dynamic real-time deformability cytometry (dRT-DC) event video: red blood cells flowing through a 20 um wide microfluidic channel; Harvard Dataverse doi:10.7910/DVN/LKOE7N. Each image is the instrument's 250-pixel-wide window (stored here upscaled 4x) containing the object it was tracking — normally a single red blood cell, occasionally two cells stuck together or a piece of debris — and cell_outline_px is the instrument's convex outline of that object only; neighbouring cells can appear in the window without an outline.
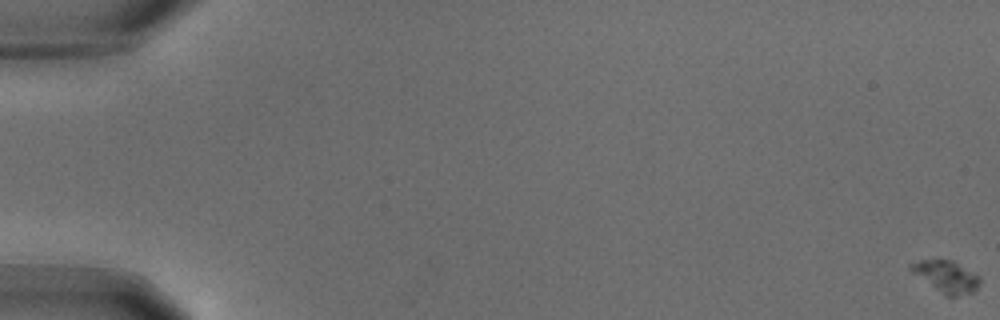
{"species": "common noctule bat (a hibernating species)", "species_latin": "Nyctalus noctula", "temperature_condition": "warm", "stored_images_in_passage": 96, "camera_frame_rate_fps": 3000, "um_per_image_px": 0.085, "animal": {"sex": "male", "body_mass_g": 18.8}, "frame": {"image": 1, "passage_image": 1, "time_ms": 0.0, "image_size_px": [1000, 320], "cell_outline_px": [[980, 284], [972, 292], [956, 296], [948, 296], [912, 272], [908, 268], [908, 264], [920, 260], [952, 260], [976, 276], [980, 280]], "centroid_in_image_um": [80.4, 23.49], "position_along_channel_um": 4.6, "area_um2": 12.08}}
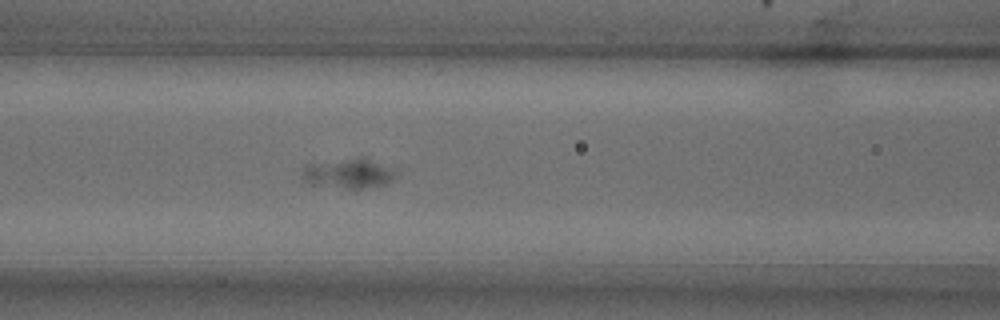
{"frame": {"image": 2, "passage_image": 44, "time_ms": 14.333, "image_size_px": [1000, 320], "cell_outline_px": [[396, 176], [392, 180], [384, 184], [364, 188], [348, 188], [308, 184], [304, 180], [300, 172], [304, 164], [360, 156], [392, 168], [396, 172]], "centroid_in_image_um": [29.55, 14.72], "position_along_channel_um": 137.0, "area_um2": 16.42}}
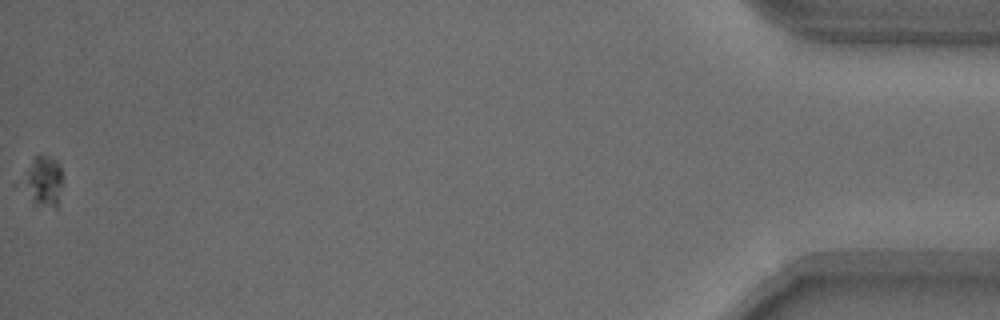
{"frame": {"image": 3, "passage_image": 96, "time_ms": 31.667, "image_size_px": [1000, 320], "cell_outline_px": [[60, 184], [56, 208], [32, 204], [24, 172], [36, 156], [48, 156], [56, 160], [60, 164]], "centroid_in_image_um": [3.71, 15.39], "position_along_channel_um": 431.5, "area_um2": 10.69}}